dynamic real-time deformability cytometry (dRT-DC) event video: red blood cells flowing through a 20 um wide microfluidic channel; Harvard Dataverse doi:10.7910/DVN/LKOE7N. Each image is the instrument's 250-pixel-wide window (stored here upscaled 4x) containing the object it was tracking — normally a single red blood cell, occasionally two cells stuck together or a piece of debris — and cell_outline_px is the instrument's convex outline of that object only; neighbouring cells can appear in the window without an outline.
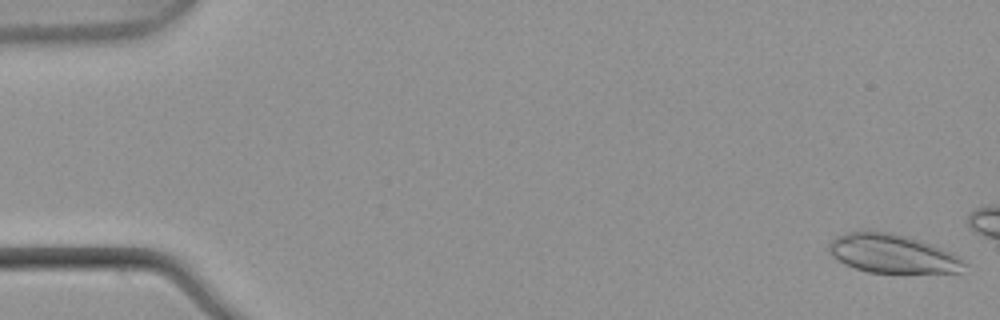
{"species": "common noctule bat (a hibernating species)", "species_latin": "Nyctalus noctula", "temperature_condition": "warm", "stored_images_in_passage": 4, "camera_frame_rate_fps": 3000, "um_per_image_px": 0.085, "animal": {"sex": "male", "body_mass_g": 21.5, "forearm_length_mm": 52.0}, "frame": {"image": 1, "passage_image": 1, "time_ms": 0.0, "image_size_px": [1000, 320], "cell_outline_px": [[968, 264], [960, 272], [868, 272], [844, 264], [832, 256], [828, 252], [828, 244], [836, 236], [848, 232], [864, 228], [888, 232], [908, 236], [948, 252], [956, 256]], "centroid_in_image_um": [75.75, 21.53], "position_along_channel_um": 9.2, "area_um2": 30.46}}